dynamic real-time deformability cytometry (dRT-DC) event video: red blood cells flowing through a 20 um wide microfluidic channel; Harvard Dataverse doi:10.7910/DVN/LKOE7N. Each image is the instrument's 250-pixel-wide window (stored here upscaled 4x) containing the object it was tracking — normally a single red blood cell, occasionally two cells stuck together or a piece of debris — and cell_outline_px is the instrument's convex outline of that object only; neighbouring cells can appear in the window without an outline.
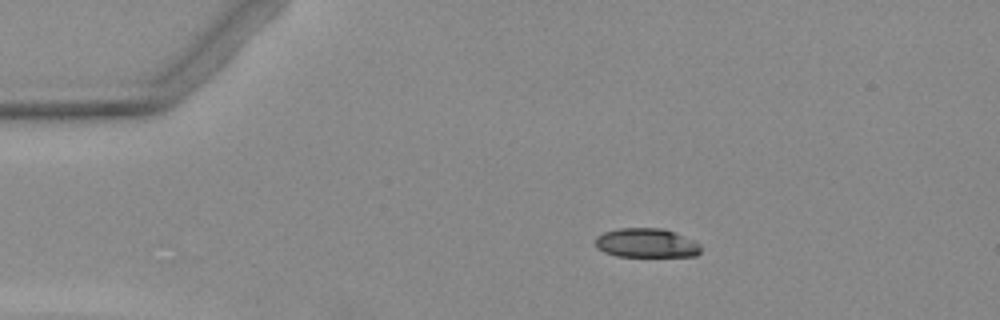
{"species": "Egyptian fruit bat (a non-hibernating species)", "species_latin": "Rousettus aegyptiacus", "temperature_condition": "warm", "stored_images_in_passage": 6, "camera_frame_rate_fps": 3000, "um_per_image_px": 0.085, "animal": {"sex": "female"}, "frame": {"image": 1, "passage_image": 2, "time_ms": 1.333, "image_size_px": [1000, 320], "cell_outline_px": [[700, 252], [696, 256], [616, 256], [604, 252], [596, 248], [596, 236], [604, 232], [620, 228], [664, 228], [692, 240], [700, 244]], "centroid_in_image_um": [54.92, 20.65], "position_along_channel_um": 30.1, "area_um2": 17.86}}
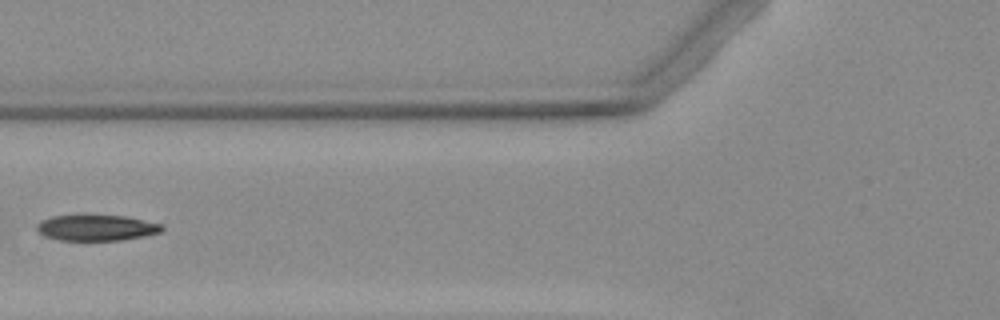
{"frame": {"image": 2, "passage_image": 5, "time_ms": 5.0, "image_size_px": [1000, 320], "cell_outline_px": [[164, 228], [160, 232], [144, 236], [120, 240], [56, 240], [44, 236], [36, 232], [36, 224], [40, 220], [52, 216], [124, 216], [160, 224]], "centroid_in_image_um": [8.12, 19.37], "position_along_channel_um": 117.7, "area_um2": 18.67}}
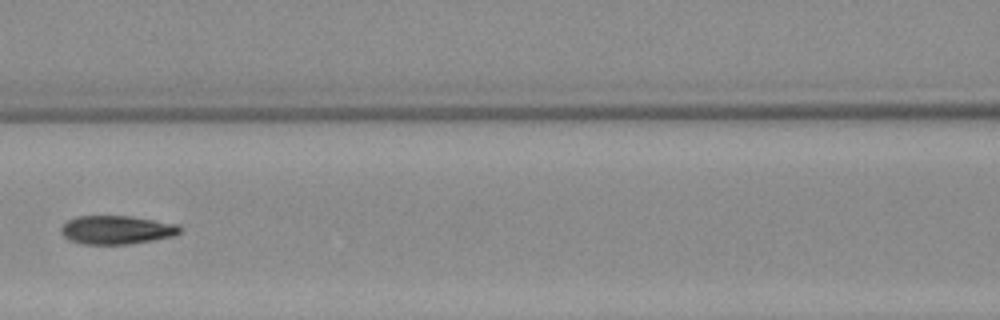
{"frame": {"image": 3, "passage_image": 6, "time_ms": 6.0, "image_size_px": [1000, 320], "cell_outline_px": [[180, 232], [172, 236], [152, 240], [128, 244], [84, 244], [68, 240], [60, 232], [60, 228], [68, 220], [76, 216], [128, 216], [176, 224], [180, 228]], "centroid_in_image_um": [9.84, 19.54], "position_along_channel_um": 156.8, "area_um2": 19.54}}